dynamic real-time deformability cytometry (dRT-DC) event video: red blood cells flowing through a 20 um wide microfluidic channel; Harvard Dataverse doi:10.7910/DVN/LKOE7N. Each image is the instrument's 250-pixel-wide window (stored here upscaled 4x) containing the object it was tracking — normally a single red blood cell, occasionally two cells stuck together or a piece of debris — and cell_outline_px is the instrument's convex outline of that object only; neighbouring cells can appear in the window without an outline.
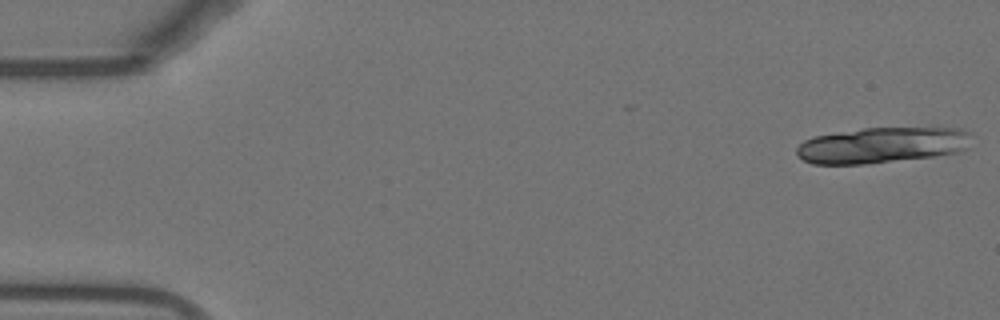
{"species": "Egyptian fruit bat (a non-hibernating species)", "species_latin": "Rousettus aegyptiacus", "temperature_condition": "warm", "stored_images_in_passage": 8, "camera_frame_rate_fps": 3000, "um_per_image_px": 0.085, "animal": {"sex": "female"}, "frame": {"image": 1, "passage_image": 1, "time_ms": 0.0, "image_size_px": [1000, 320], "cell_outline_px": [[972, 132], [968, 148], [960, 152], [932, 156], [864, 164], [812, 164], [804, 160], [796, 152], [796, 148], [804, 140], [812, 136], [864, 128], [960, 128]], "centroid_in_image_um": [74.99, 12.33], "position_along_channel_um": 10.0, "area_um2": 36.53}}